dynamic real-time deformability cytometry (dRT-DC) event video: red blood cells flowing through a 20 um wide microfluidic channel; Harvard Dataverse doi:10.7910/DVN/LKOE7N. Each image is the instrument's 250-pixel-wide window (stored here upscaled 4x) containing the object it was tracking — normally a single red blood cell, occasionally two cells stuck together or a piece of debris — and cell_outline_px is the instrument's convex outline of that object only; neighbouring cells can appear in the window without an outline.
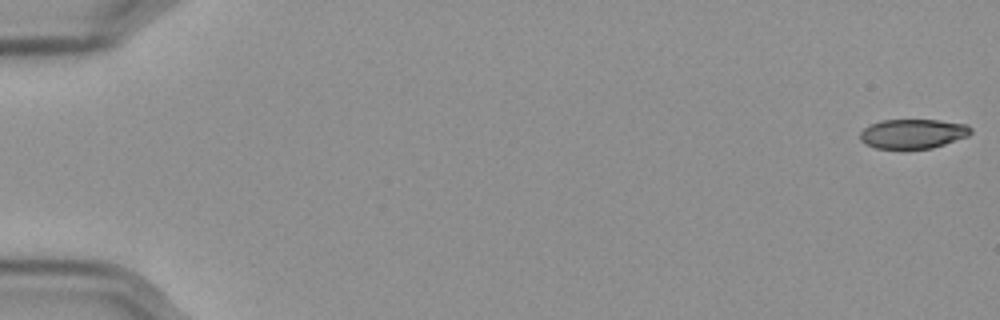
{"species": "Egyptian fruit bat (a non-hibernating species)", "species_latin": "Rousettus aegyptiacus", "temperature_condition": "cold", "stored_images_in_passage": 57, "camera_frame_rate_fps": 3000, "um_per_image_px": 0.085, "frame": {"image": 1, "passage_image": 1, "time_ms": 0.0, "image_size_px": [1000, 320], "cell_outline_px": [[972, 132], [968, 136], [932, 148], [876, 148], [860, 140], [860, 132], [864, 128], [880, 120], [940, 120], [968, 124], [972, 128]], "centroid_in_image_um": [77.63, 11.35], "position_along_channel_um": 7.4, "area_um2": 18.9}}
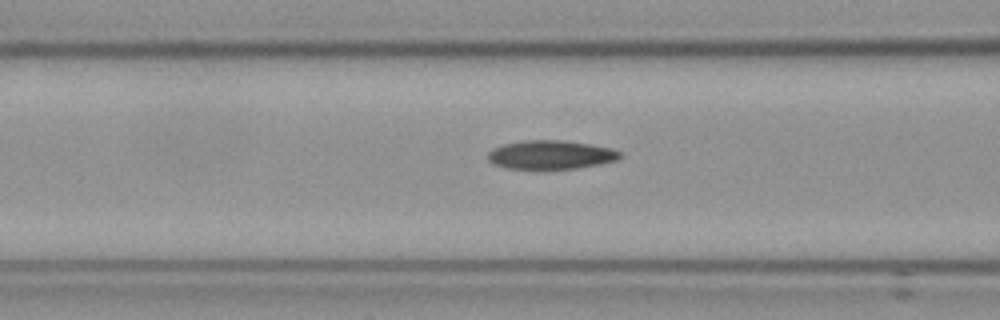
{"frame": {"image": 2, "passage_image": 24, "time_ms": 7.667, "image_size_px": [1000, 320], "cell_outline_px": [[620, 156], [616, 160], [576, 168], [508, 168], [492, 164], [488, 160], [488, 152], [492, 148], [504, 144], [524, 140], [564, 140], [612, 148], [620, 152]], "centroid_in_image_um": [46.76, 13.14], "position_along_channel_um": 119.8, "area_um2": 21.79}}
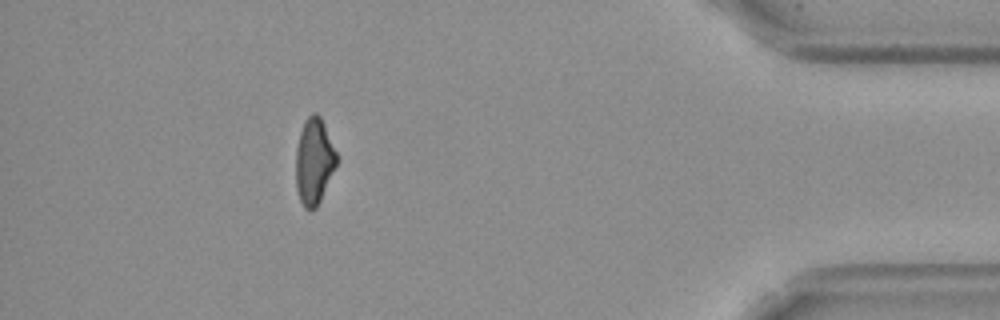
{"frame": {"image": 3, "passage_image": 52, "time_ms": 17.0, "image_size_px": [1000, 320], "cell_outline_px": [[336, 164], [320, 200], [316, 208], [304, 208], [300, 200], [296, 188], [296, 148], [300, 132], [304, 120], [312, 112], [316, 112], [320, 116], [324, 124], [336, 152]], "centroid_in_image_um": [26.67, 13.67], "position_along_channel_um": 408.5, "area_um2": 20.11}, "authors_computed_cell_mechanics": {"area_um2": 21.5594, "velocity_mm_per_s": 3.5881, "shape_relaxation_time_tau1_ms": 5.7506, "shape_relaxation_time_tau2_ms": 5.9938, "deformation_change_tau1": 0.1398, "deformation_change_tau2": 0.127}}